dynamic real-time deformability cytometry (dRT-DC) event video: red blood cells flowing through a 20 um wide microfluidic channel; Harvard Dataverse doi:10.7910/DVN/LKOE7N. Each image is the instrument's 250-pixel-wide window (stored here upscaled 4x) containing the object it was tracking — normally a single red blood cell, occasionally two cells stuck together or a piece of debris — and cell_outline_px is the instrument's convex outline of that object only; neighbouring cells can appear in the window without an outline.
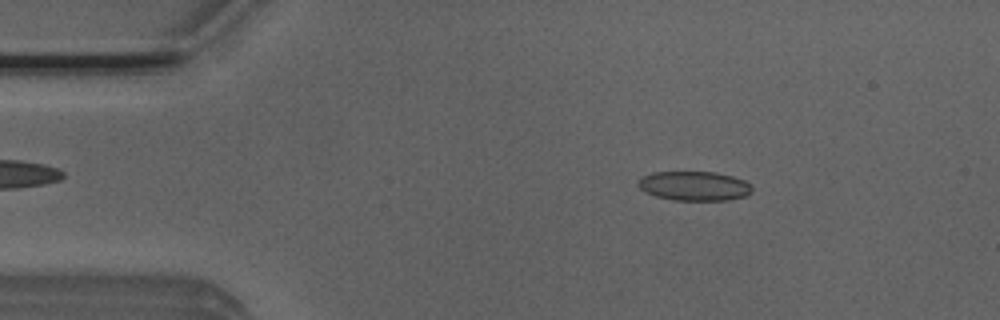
{"species": "Egyptian fruit bat (a non-hibernating species)", "species_latin": "Rousettus aegyptiacus", "temperature_condition": "room temperature", "stored_images_in_passage": 51, "camera_frame_rate_fps": 3000, "um_per_image_px": 0.085, "animal": {"sex": "male"}, "frame": {"image": 1, "passage_image": 8, "time_ms": 2.333, "image_size_px": [1000, 320], "cell_outline_px": [[752, 192], [744, 196], [728, 200], [672, 200], [656, 196], [644, 192], [636, 184], [644, 176], [652, 172], [716, 172], [732, 176], [744, 180], [752, 188]], "centroid_in_image_um": [59.0, 15.81], "position_along_channel_um": 26.0, "area_um2": 19.42}}
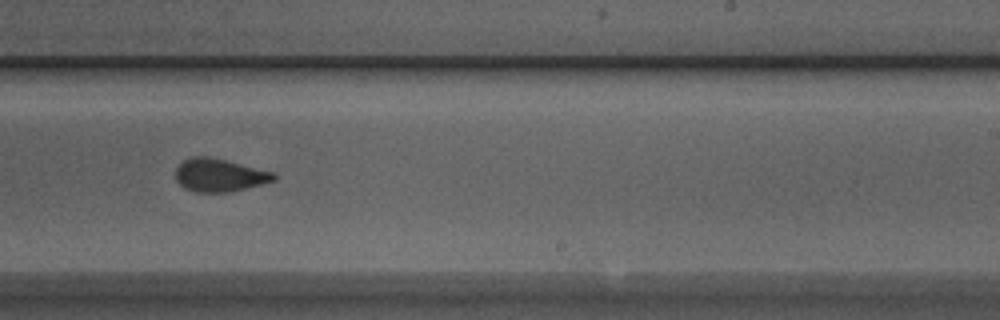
{"frame": {"image": 2, "passage_image": 31, "time_ms": 10.0, "image_size_px": [1000, 320], "cell_outline_px": [[276, 180], [228, 192], [196, 192], [184, 188], [176, 180], [176, 168], [184, 160], [192, 156], [208, 156], [276, 172]], "centroid_in_image_um": [18.65, 14.88], "position_along_channel_um": 270.4, "area_um2": 18.79}}
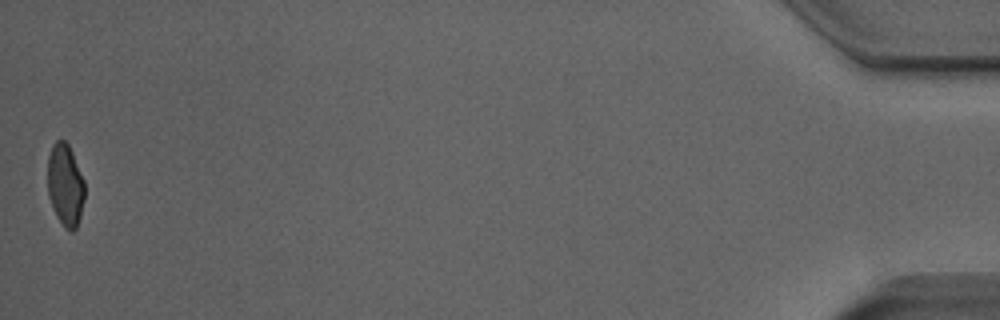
{"frame": {"image": 3, "passage_image": 51, "time_ms": 16.667, "image_size_px": [1000, 320], "cell_outline_px": [[84, 200], [80, 216], [76, 228], [72, 232], [68, 232], [64, 228], [56, 216], [48, 196], [48, 156], [52, 144], [56, 140], [64, 140], [68, 144], [72, 152], [84, 180]], "centroid_in_image_um": [5.54, 15.74], "position_along_channel_um": 429.7, "area_um2": 17.86}, "authors_computed_cell_mechanics": {"area_um2": 19.363, "velocity_mm_per_s": 3.9393, "shape_relaxation_time_tau1_ms": 6.9273, "shape_relaxation_time_tau2_ms": 1.2821, "deformation_change_tau1": 0.1544, "deformation_change_tau2": 0.077}}